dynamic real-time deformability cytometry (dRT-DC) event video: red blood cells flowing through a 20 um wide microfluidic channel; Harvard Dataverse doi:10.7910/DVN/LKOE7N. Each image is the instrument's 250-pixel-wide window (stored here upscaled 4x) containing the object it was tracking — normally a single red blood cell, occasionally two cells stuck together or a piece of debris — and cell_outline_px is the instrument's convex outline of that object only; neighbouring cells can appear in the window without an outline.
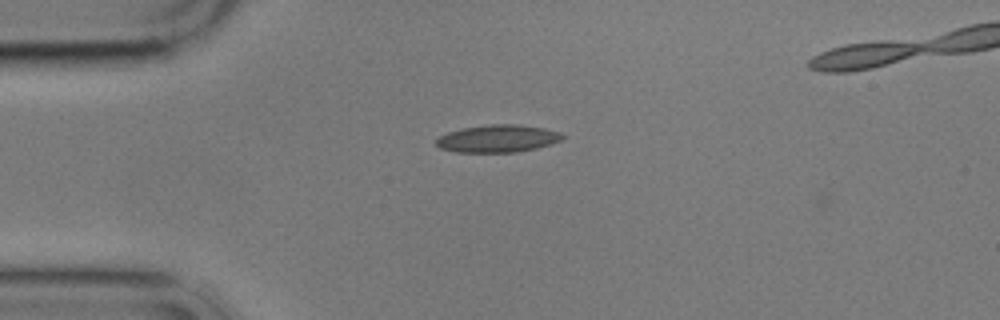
{"species": "common noctule bat (a hibernating species)", "species_latin": "Nyctalus noctula", "temperature_condition": "cold", "stored_images_in_passage": 4, "segment_of_instrument_passage": [1, 2], "camera_frame_rate_fps": 3000, "um_per_image_px": 0.085, "animal": {"sex": "male", "body_mass_g": 17.9}, "frame": {"image": 1, "passage_image": 1, "time_ms": 0.0, "image_size_px": [1000, 320], "cell_outline_px": [[568, 136], [552, 144], [536, 148], [516, 152], [456, 152], [440, 148], [436, 144], [436, 140], [440, 136], [448, 132], [464, 128], [492, 124], [516, 124], [544, 128], [560, 132]], "centroid_in_image_um": [42.35, 11.78], "position_along_channel_um": 42.6, "area_um2": 20.17}}
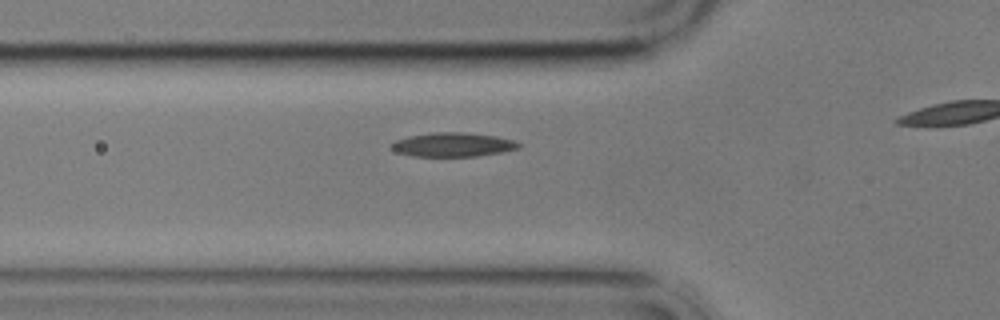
{"frame": {"image": 2, "passage_image": 3, "time_ms": 5.667, "image_size_px": [1000, 320], "cell_outline_px": [[520, 148], [504, 152], [476, 156], [412, 156], [396, 152], [392, 148], [392, 144], [396, 140], [408, 136], [436, 132], [464, 132], [496, 136], [516, 140], [520, 144]], "centroid_in_image_um": [38.54, 12.29], "position_along_channel_um": 87.3, "area_um2": 17.86}}